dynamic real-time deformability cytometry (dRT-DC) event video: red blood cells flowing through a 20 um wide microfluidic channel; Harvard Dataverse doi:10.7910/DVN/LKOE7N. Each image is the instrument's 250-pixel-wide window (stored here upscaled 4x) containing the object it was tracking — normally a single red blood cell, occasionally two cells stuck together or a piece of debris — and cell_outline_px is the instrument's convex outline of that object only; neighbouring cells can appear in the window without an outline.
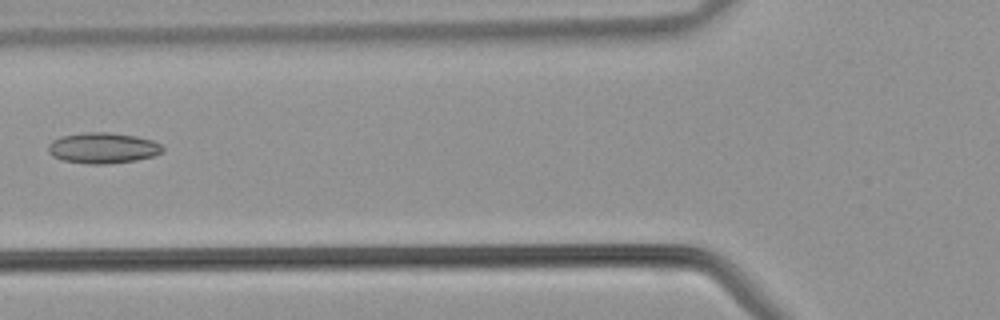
{"species": "common noctule bat (a hibernating species)", "species_latin": "Nyctalus noctula", "temperature_condition": "warm", "stored_images_in_passage": 40, "camera_frame_rate_fps": 3000, "um_per_image_px": 0.085, "animal": {"sex": "male", "body_mass_g": 21.5, "forearm_length_mm": 52.0}, "frame": {"image": 1, "passage_image": 15, "time_ms": 4.667, "image_size_px": [1000, 320], "cell_outline_px": [[164, 152], [152, 156], [136, 160], [108, 164], [88, 164], [60, 160], [52, 156], [48, 152], [48, 144], [52, 140], [60, 136], [84, 132], [108, 132], [136, 136], [152, 140], [160, 144], [164, 148]], "centroid_in_image_um": [8.71, 12.58], "position_along_channel_um": 117.1, "area_um2": 20.75}}
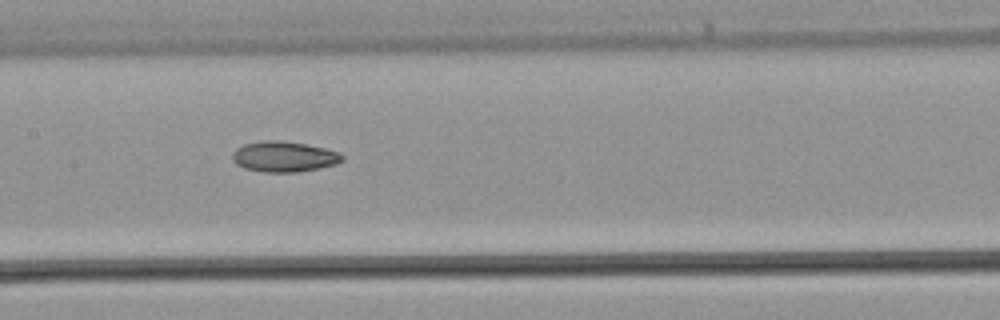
{"frame": {"image": 2, "passage_image": 19, "time_ms": 6.0, "image_size_px": [1000, 320], "cell_outline_px": [[344, 160], [336, 164], [296, 172], [264, 172], [244, 168], [236, 164], [232, 160], [232, 152], [236, 148], [244, 144], [264, 140], [284, 140], [324, 148], [340, 152], [344, 156]], "centroid_in_image_um": [24.12, 13.3], "position_along_channel_um": 183.3, "area_um2": 19.59}}
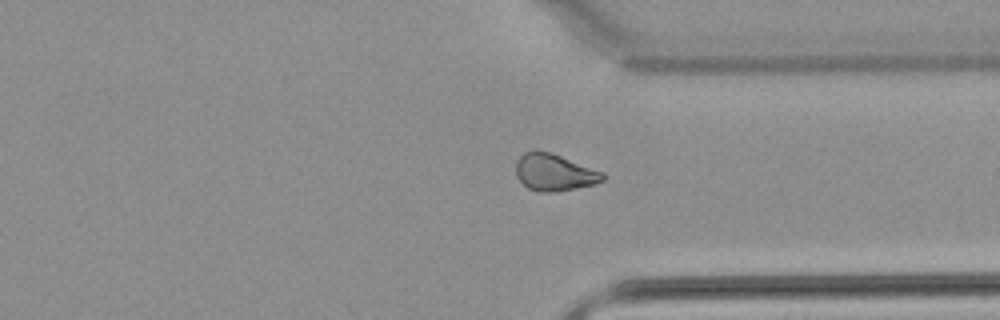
{"frame": {"image": 3, "passage_image": 30, "time_ms": 9.667, "image_size_px": [1000, 320], "cell_outline_px": [[604, 180], [596, 184], [556, 192], [540, 192], [528, 188], [516, 176], [516, 160], [524, 152], [532, 148], [536, 148], [552, 152], [604, 172]], "centroid_in_image_um": [47.1, 14.62], "position_along_channel_um": 364.3, "area_um2": 19.13}}